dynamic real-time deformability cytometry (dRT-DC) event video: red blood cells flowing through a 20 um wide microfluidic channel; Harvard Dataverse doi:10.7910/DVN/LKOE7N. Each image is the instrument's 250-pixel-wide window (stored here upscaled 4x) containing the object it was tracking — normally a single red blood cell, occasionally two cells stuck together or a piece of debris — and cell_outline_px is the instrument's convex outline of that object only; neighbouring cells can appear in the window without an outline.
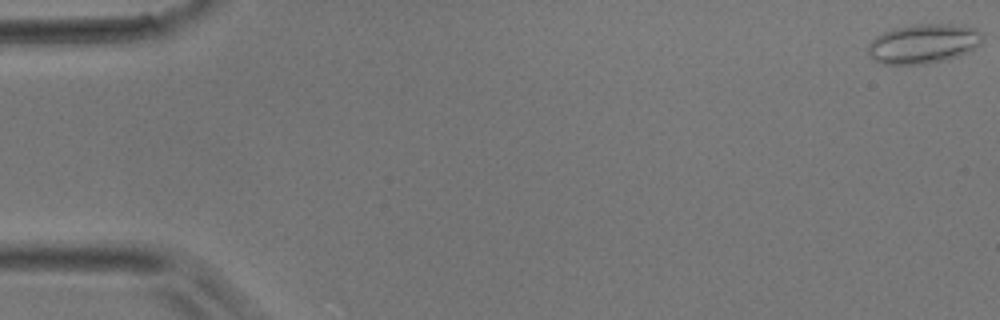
{"species": "common noctule bat (a hibernating species)", "species_latin": "Nyctalus noctula", "temperature_condition": "room temperature", "stored_images_in_passage": 48, "camera_frame_rate_fps": 3000, "um_per_image_px": 0.085, "animal": {"sex": "male", "body_mass_g": 17.9}, "frame": {"image": 1, "passage_image": 1, "time_ms": 0.0, "image_size_px": [1000, 320], "cell_outline_px": [[984, 40], [976, 48], [960, 56], [944, 60], [924, 64], [884, 64], [872, 60], [868, 52], [868, 44], [876, 36], [884, 32], [896, 28], [916, 24], [952, 24], [976, 28], [984, 32]], "centroid_in_image_um": [78.54, 3.71], "position_along_channel_um": 6.5, "area_um2": 26.59}}
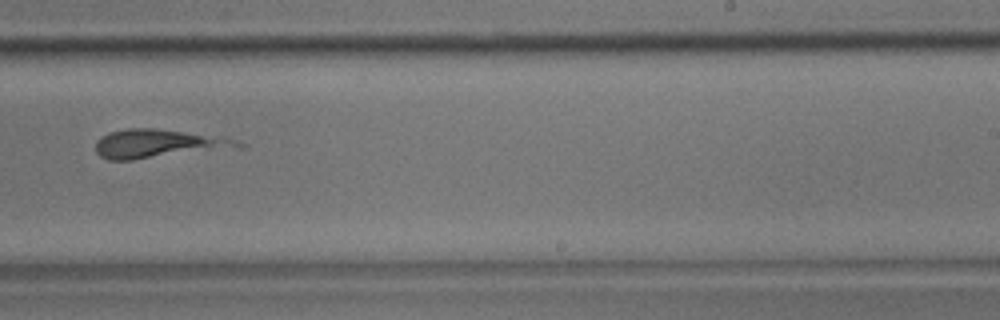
{"frame": {"image": 2, "passage_image": 30, "time_ms": 9.667, "image_size_px": [1000, 320], "cell_outline_px": [[248, 144], [244, 148], [132, 160], [108, 160], [100, 156], [96, 152], [96, 140], [100, 136], [108, 132], [128, 128], [152, 128], [224, 136]], "centroid_in_image_um": [13.55, 12.22], "position_along_channel_um": 275.5, "area_um2": 24.51}}
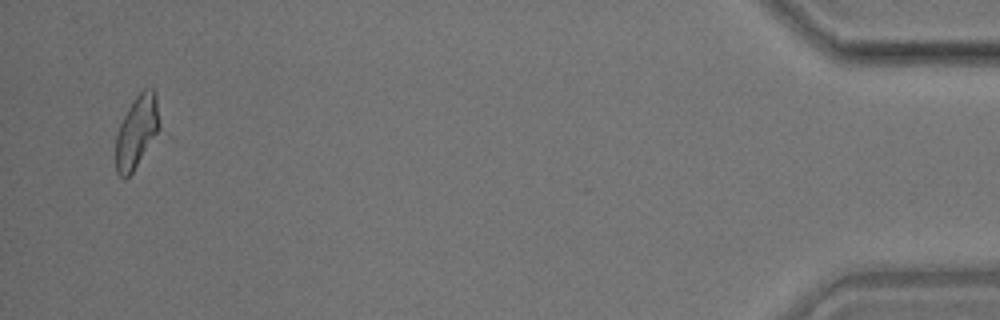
{"frame": {"image": 3, "passage_image": 46, "time_ms": 15.0, "image_size_px": [1000, 320], "cell_outline_px": [[164, 132], [132, 172], [124, 180], [116, 172], [116, 136], [120, 124], [132, 100], [144, 88], [152, 88], [156, 92]], "centroid_in_image_um": [11.73, 11.2], "position_along_channel_um": 423.5, "area_um2": 19.71}}